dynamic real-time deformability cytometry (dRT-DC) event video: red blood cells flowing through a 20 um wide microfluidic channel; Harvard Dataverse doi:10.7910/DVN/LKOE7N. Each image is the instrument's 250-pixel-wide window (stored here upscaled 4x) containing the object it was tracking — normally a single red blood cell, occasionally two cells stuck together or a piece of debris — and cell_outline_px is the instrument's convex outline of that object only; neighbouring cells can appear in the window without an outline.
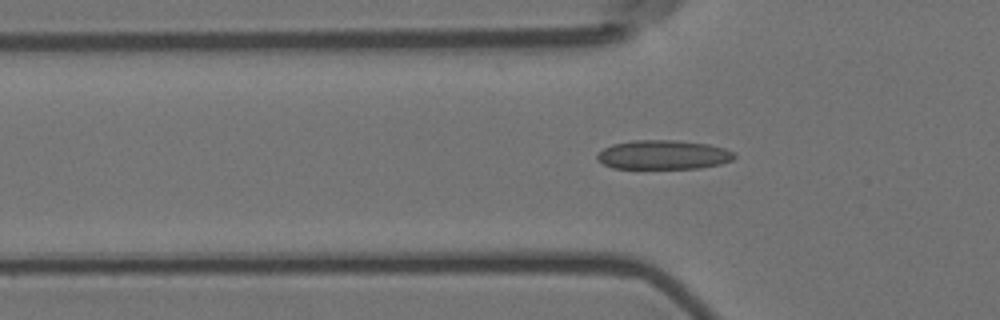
{"species": "Egyptian fruit bat (a non-hibernating species)", "species_latin": "Rousettus aegyptiacus", "temperature_condition": "room temperature", "stored_images_in_passage": 43, "camera_frame_rate_fps": 3000, "um_per_image_px": 0.085, "animal": {"sex": "female"}, "frame": {"image": 1, "passage_image": 11, "time_ms": 3.333, "image_size_px": [1000, 320], "cell_outline_px": [[736, 156], [732, 160], [720, 164], [700, 168], [612, 168], [596, 160], [596, 152], [612, 144], [632, 140], [672, 140], [708, 144], [724, 148], [736, 152]], "centroid_in_image_um": [56.36, 13.15], "position_along_channel_um": 69.4, "area_um2": 23.47}}
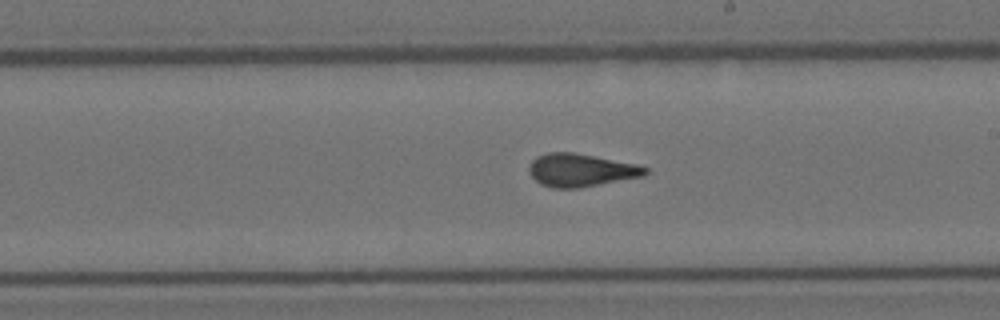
{"frame": {"image": 2, "passage_image": 25, "time_ms": 8.0, "image_size_px": [1000, 320], "cell_outline_px": [[648, 172], [644, 176], [580, 188], [552, 188], [540, 184], [528, 172], [528, 168], [532, 160], [536, 156], [548, 152], [572, 152], [636, 164], [648, 168]], "centroid_in_image_um": [49.35, 14.47], "position_along_channel_um": 239.7, "area_um2": 22.31}}
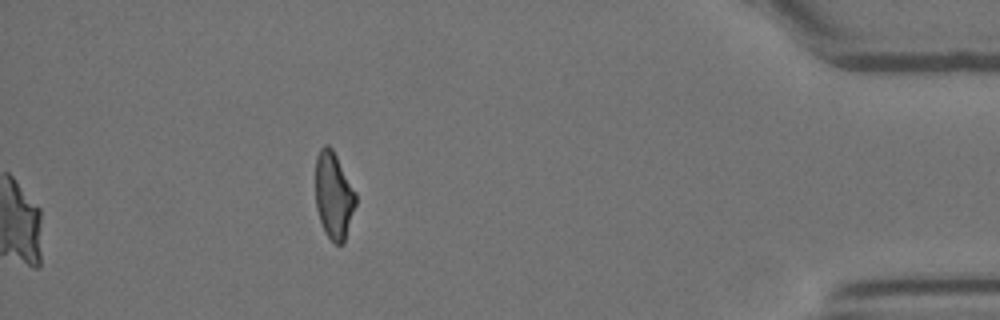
{"frame": {"image": 3, "passage_image": 43, "time_ms": 14.0, "image_size_px": [1000, 320], "cell_outline_px": [[356, 204], [344, 244], [336, 244], [324, 232], [316, 208], [316, 156], [320, 148], [324, 144], [328, 144], [332, 148], [356, 192]], "centroid_in_image_um": [28.37, 16.62], "position_along_channel_um": 406.8, "area_um2": 20.4}, "authors_computed_cell_mechanics": {"area_um2": 22.253, "velocity_mm_per_s": 3.6245, "shape_relaxation_time_tau1_ms": 7.5828, "shape_relaxation_time_tau2_ms": 1.2051, "deformation_change_tau1": 0.1859, "deformation_change_tau2": 0.0712}}